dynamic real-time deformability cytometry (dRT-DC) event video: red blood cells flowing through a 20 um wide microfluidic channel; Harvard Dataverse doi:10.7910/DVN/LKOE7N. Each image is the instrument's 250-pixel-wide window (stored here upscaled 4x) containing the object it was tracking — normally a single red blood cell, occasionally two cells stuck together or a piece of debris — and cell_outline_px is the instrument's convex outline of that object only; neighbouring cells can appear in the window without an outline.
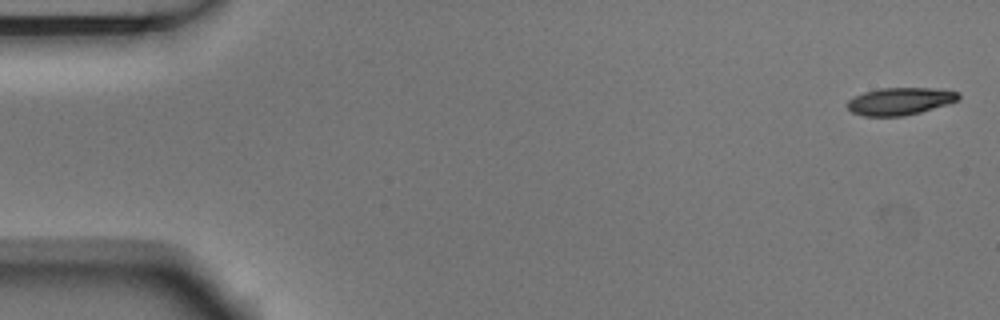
{"species": "Egyptian fruit bat (a non-hibernating species)", "species_latin": "Rousettus aegyptiacus", "temperature_condition": "room temperature", "stored_images_in_passage": 4, "segment_of_instrument_passage": [2, 2], "camera_frame_rate_fps": 3000, "um_per_image_px": 0.085, "animal": {"sex": "male"}, "frame": {"image": 1, "passage_image": 4, "time_ms": 1.0, "image_size_px": [1000, 320], "cell_outline_px": [[960, 96], [956, 100], [920, 112], [904, 116], [864, 116], [852, 112], [848, 108], [848, 100], [864, 92], [880, 88], [932, 88], [960, 92]], "centroid_in_image_um": [76.47, 8.6], "position_along_channel_um": 8.5, "area_um2": 17.4}}